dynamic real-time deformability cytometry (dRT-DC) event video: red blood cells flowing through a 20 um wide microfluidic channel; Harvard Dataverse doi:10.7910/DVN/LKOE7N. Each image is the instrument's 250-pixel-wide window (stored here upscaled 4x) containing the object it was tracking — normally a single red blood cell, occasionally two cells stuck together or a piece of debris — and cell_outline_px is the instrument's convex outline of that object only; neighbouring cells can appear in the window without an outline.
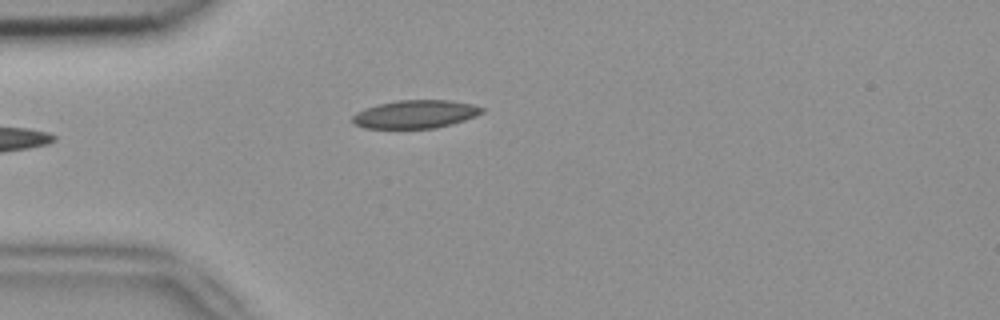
{"species": "common noctule bat (a hibernating species)", "species_latin": "Nyctalus noctula", "temperature_condition": "room temperature", "stored_images_in_passage": 5, "camera_frame_rate_fps": 3000, "um_per_image_px": 0.085, "animal": {"sex": "female", "body_mass_g": 18.4}, "frame": {"image": 1, "passage_image": 4, "time_ms": 1.0, "image_size_px": [1000, 320], "cell_outline_px": [[484, 112], [476, 116], [452, 124], [436, 128], [364, 128], [356, 124], [352, 120], [352, 116], [356, 112], [364, 108], [376, 104], [396, 100], [448, 100], [472, 104], [484, 108]], "centroid_in_image_um": [35.3, 9.7], "position_along_channel_um": 49.7, "area_um2": 21.33}}